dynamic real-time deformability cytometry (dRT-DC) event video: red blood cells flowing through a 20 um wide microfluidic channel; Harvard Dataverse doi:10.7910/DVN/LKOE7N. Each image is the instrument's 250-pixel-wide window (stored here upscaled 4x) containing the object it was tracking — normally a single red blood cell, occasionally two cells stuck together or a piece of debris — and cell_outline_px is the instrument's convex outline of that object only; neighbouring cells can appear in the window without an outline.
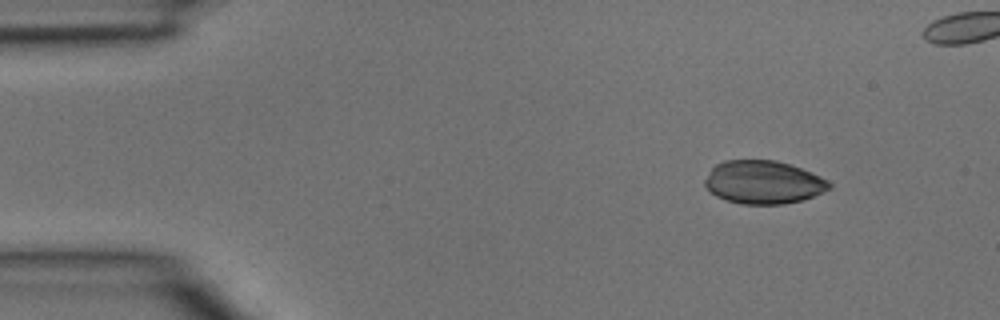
{"species": "common noctule bat (a hibernating species)", "species_latin": "Nyctalus noctula", "temperature_condition": "room temperature", "stored_images_in_passage": 4, "camera_frame_rate_fps": 3000, "um_per_image_px": 0.085, "animal": {"sex": "male", "body_mass_g": 15.6}, "frame": {"image": 1, "passage_image": 1, "time_ms": 0.0, "image_size_px": [1000, 320], "cell_outline_px": [[832, 188], [812, 196], [800, 200], [784, 204], [740, 204], [724, 200], [716, 196], [704, 184], [704, 180], [712, 168], [716, 164], [724, 160], [776, 160], [800, 168], [820, 176], [828, 180], [832, 184]], "centroid_in_image_um": [64.87, 15.49], "position_along_channel_um": 20.1, "area_um2": 31.21}}